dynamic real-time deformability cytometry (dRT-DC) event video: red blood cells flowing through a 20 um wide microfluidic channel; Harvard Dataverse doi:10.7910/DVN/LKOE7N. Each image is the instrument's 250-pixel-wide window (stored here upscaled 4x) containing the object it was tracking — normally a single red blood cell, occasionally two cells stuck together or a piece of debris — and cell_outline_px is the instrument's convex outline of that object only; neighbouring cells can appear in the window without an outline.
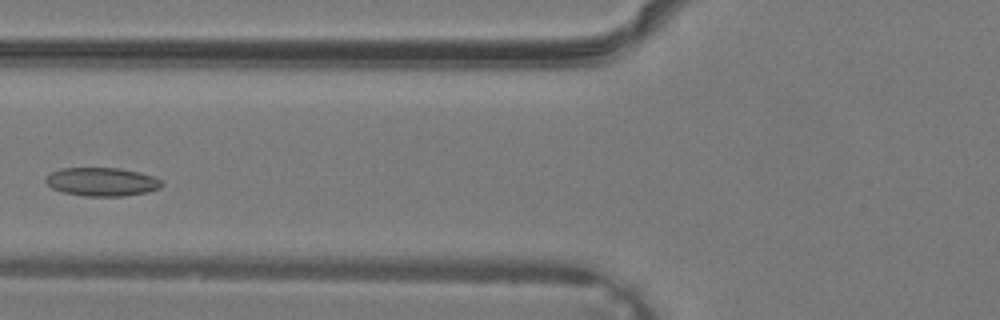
{"species": "common noctule bat (a hibernating species)", "species_latin": "Nyctalus noctula", "temperature_condition": "warm", "stored_images_in_passage": 27, "camera_frame_rate_fps": 3000, "um_per_image_px": 0.085, "animal": {"sex": "male", "body_mass_g": 19.2, "forearm_length_mm": 51.8}, "frame": {"image": 1, "passage_image": 8, "time_ms": 2.333, "image_size_px": [1000, 320], "cell_outline_px": [[164, 184], [160, 188], [148, 192], [124, 196], [84, 196], [60, 192], [52, 188], [44, 180], [52, 172], [60, 168], [120, 168], [140, 172], [164, 180]], "centroid_in_image_um": [8.7, 15.46], "position_along_channel_um": 117.1, "area_um2": 19.48}}
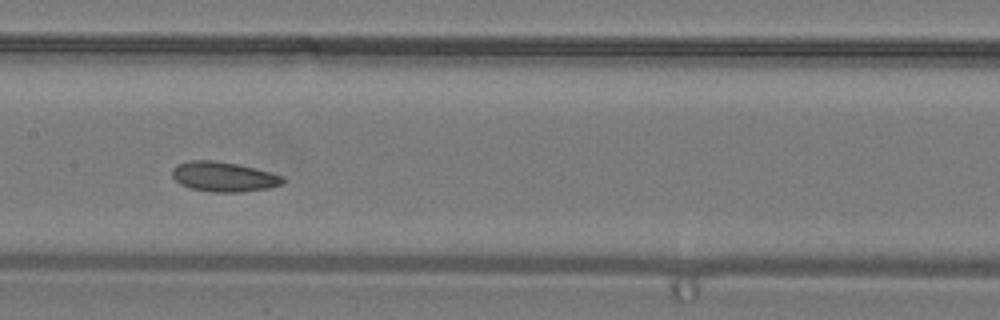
{"frame": {"image": 2, "passage_image": 12, "time_ms": 3.667, "image_size_px": [1000, 320], "cell_outline_px": [[284, 180], [280, 184], [268, 188], [240, 192], [212, 192], [188, 188], [180, 184], [172, 176], [172, 168], [176, 164], [188, 160], [212, 160], [236, 164], [272, 172], [284, 176]], "centroid_in_image_um": [18.97, 15.02], "position_along_channel_um": 188.4, "area_um2": 19.31}}